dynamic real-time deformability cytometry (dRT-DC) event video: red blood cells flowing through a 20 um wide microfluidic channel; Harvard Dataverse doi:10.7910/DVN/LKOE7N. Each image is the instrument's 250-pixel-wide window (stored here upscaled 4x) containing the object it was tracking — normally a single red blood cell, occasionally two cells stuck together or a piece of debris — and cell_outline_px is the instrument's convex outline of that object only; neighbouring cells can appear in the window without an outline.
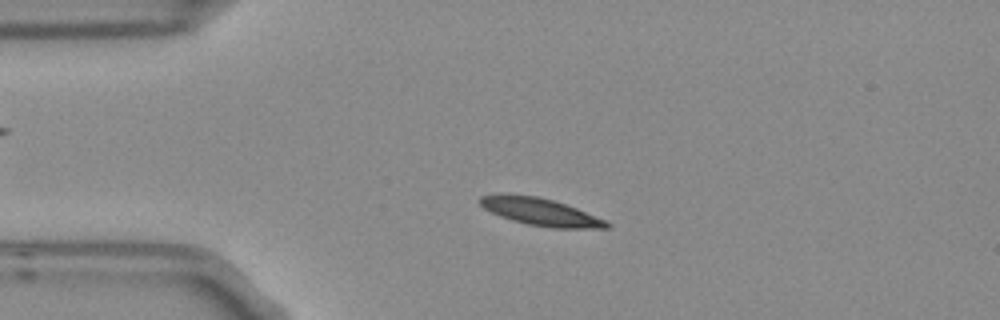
{"species": "Egyptian fruit bat (a non-hibernating species)", "species_latin": "Rousettus aegyptiacus", "temperature_condition": "room temperature", "stored_images_in_passage": 2, "camera_frame_rate_fps": 3000, "um_per_image_px": 0.085, "frame": {"image": 1, "passage_image": 2, "time_ms": 0.333, "image_size_px": [1000, 320], "cell_outline_px": [[612, 228], [552, 228], [528, 224], [512, 220], [500, 216], [484, 208], [476, 200], [480, 196], [504, 192], [536, 196], [552, 200], [576, 208], [604, 220], [612, 224]], "centroid_in_image_um": [45.87, 17.99], "position_along_channel_um": 39.1, "area_um2": 20.29}}